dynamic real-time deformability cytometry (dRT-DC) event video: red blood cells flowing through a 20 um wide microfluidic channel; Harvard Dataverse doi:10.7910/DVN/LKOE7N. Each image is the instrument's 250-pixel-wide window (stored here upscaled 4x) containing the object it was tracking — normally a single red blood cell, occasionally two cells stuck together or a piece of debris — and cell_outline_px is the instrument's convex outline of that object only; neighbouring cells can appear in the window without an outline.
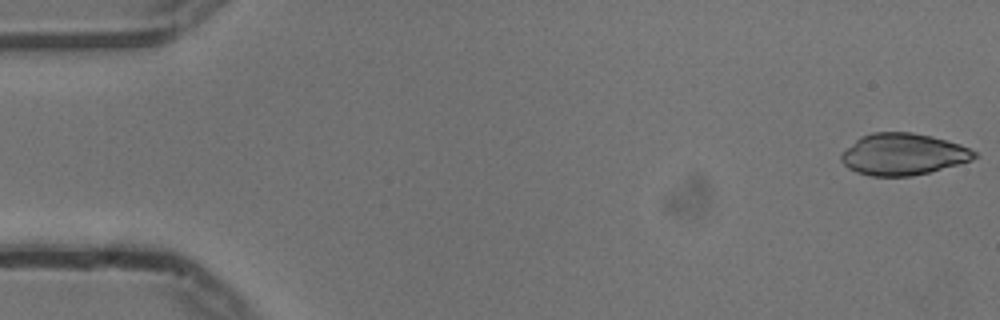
{"species": "common noctule bat (a hibernating species)", "species_latin": "Nyctalus noctula", "temperature_condition": "cold", "stored_images_in_passage": 55, "camera_frame_rate_fps": 3000, "um_per_image_px": 0.085, "animal": {"sex": "male", "body_mass_g": 13.3}, "frame": {"image": 1, "passage_image": 1, "time_ms": 0.0, "image_size_px": [1000, 320], "cell_outline_px": [[980, 156], [972, 160], [928, 172], [912, 176], [872, 176], [856, 172], [848, 168], [840, 160], [840, 156], [860, 136], [872, 132], [912, 132], [932, 136], [960, 144], [976, 152]], "centroid_in_image_um": [76.77, 13.11], "position_along_channel_um": 8.2, "area_um2": 32.19}}